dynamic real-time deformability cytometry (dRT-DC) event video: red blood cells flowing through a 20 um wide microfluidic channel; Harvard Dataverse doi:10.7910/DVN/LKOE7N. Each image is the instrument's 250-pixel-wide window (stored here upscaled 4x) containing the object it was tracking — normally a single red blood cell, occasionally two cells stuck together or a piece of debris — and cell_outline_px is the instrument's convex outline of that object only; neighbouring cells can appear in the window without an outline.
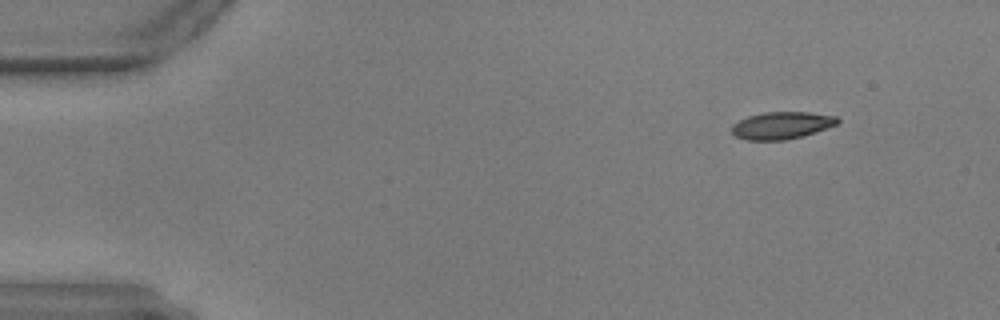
{"species": "common noctule bat (a hibernating species)", "species_latin": "Nyctalus noctula", "temperature_condition": "warm", "stored_images_in_passage": 16, "camera_frame_rate_fps": 3000, "um_per_image_px": 0.085, "animal": {"sex": "male", "body_mass_g": 17.9, "forearm_length_mm": 54.2}, "frame": {"image": 1, "passage_image": 1, "time_ms": 0.0, "image_size_px": [1000, 320], "cell_outline_px": [[840, 120], [836, 124], [800, 136], [784, 140], [748, 140], [736, 136], [732, 132], [732, 124], [748, 116], [764, 112], [808, 112], [836, 116]], "centroid_in_image_um": [66.4, 10.64], "position_along_channel_um": 18.6, "area_um2": 16.42}}